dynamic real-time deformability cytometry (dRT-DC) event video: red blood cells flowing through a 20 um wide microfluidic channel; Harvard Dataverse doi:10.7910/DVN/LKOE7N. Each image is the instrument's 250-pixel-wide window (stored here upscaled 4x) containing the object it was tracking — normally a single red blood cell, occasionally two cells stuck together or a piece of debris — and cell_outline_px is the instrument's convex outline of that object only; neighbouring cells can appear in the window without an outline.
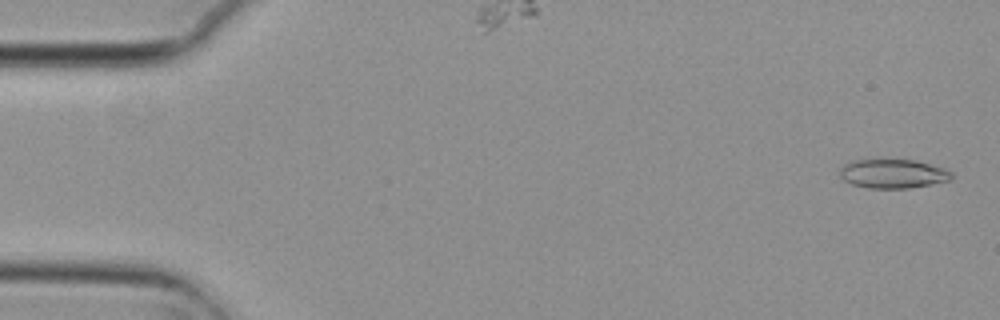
{"species": "common noctule bat (a hibernating species)", "species_latin": "Nyctalus noctula", "temperature_condition": "cold", "stored_images_in_passage": 4, "camera_frame_rate_fps": 3000, "um_per_image_px": 0.085, "animal": {"sex": "female", "body_mass_g": 29.2, "forearm_length_mm": 56.3}, "frame": {"image": 1, "passage_image": 1, "time_ms": 0.0, "image_size_px": [1000, 320], "cell_outline_px": [[952, 180], [908, 188], [868, 188], [852, 184], [844, 180], [840, 176], [840, 168], [848, 160], [916, 160], [944, 168], [952, 172]], "centroid_in_image_um": [75.89, 14.76], "position_along_channel_um": 9.1, "area_um2": 18.9}}